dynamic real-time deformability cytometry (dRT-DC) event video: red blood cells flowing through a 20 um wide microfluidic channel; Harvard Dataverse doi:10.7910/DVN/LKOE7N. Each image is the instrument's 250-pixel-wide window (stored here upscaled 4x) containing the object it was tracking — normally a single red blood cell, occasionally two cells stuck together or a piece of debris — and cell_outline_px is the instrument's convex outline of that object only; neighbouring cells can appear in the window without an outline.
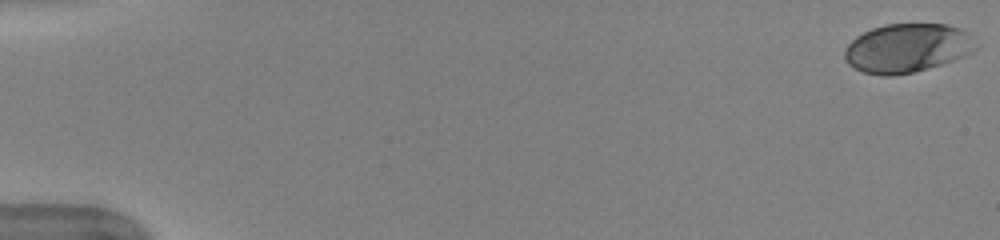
{"species": "human", "species_latin": "Homo sapiens", "temperature_condition": "warm", "stored_images_in_passage": 51, "camera_frame_rate_fps": 3000, "um_per_image_px": 0.085, "donor": {"sex": "female"}, "frame": {"image": 1, "passage_image": 1, "time_ms": 0.0, "image_size_px": [1000, 240], "cell_outline_px": [[980, 44], [972, 52], [964, 56], [928, 68], [912, 72], [892, 76], [880, 76], [864, 72], [848, 64], [844, 60], [844, 48], [856, 36], [872, 28], [884, 24], [948, 24], [960, 28], [968, 32]], "centroid_in_image_um": [77.12, 4.08], "position_along_channel_um": 7.9, "area_um2": 37.63}}
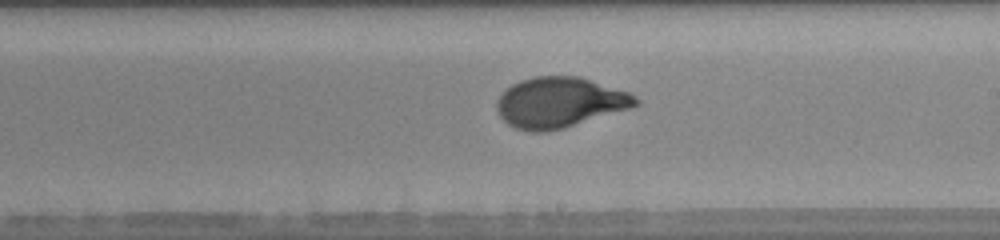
{"frame": {"image": 2, "passage_image": 31, "time_ms": 10.0, "image_size_px": [1000, 240], "cell_outline_px": [[640, 104], [632, 108], [564, 128], [544, 132], [532, 132], [516, 128], [508, 124], [500, 116], [496, 108], [496, 100], [512, 84], [520, 80], [536, 76], [580, 76], [628, 92], [636, 96], [640, 100]], "centroid_in_image_um": [47.59, 8.71], "position_along_channel_um": 241.4, "area_um2": 40.86}}
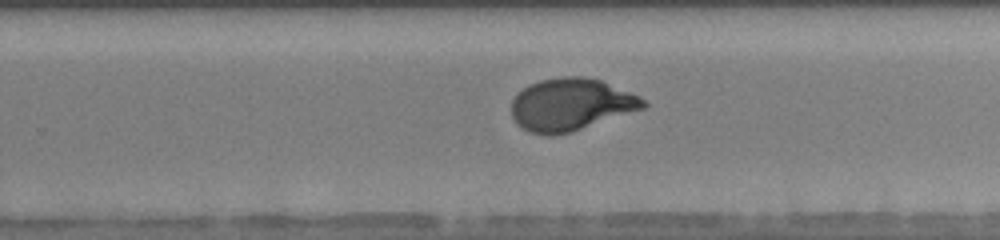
{"frame": {"image": 3, "passage_image": 34, "time_ms": 11.0, "image_size_px": [1000, 240], "cell_outline_px": [[648, 104], [644, 108], [572, 132], [552, 136], [548, 136], [528, 132], [516, 124], [512, 116], [512, 100], [528, 84], [540, 80], [560, 76], [584, 76], [600, 80], [640, 96]], "centroid_in_image_um": [48.51, 8.89], "position_along_channel_um": 281.3, "area_um2": 40.29}, "authors_computed_cell_mechanics": {"area_um2": 39.7086, "velocity_mm_per_s": 4.0147, "shape_relaxation_time_tau1_ms": 4.1149, "shape_relaxation_time_tau2_ms": null, "deformation_change_tau1": 0.2071, "deformation_change_tau2": null}}